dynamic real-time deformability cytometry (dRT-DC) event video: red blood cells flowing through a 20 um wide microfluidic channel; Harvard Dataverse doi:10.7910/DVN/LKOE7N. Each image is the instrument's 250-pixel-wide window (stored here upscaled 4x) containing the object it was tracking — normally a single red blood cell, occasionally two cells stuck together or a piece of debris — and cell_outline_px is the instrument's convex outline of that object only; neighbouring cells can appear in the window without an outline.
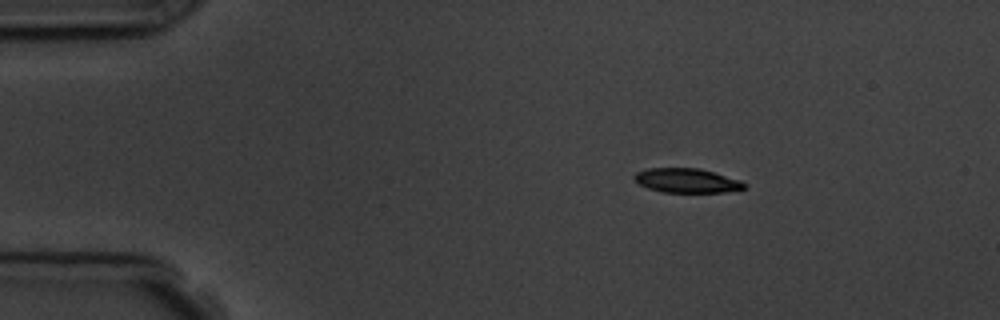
{"species": "common noctule bat (a hibernating species)", "species_latin": "Nyctalus noctula", "temperature_condition": "room temperature", "stored_images_in_passage": 4, "camera_frame_rate_fps": 3000, "um_per_image_px": 0.085, "animal": {"sex": "male", "body_mass_g": 19.5, "forearm_length_mm": 54.6}, "frame": {"image": 1, "passage_image": 2, "time_ms": 1.333, "image_size_px": [1000, 320], "cell_outline_px": [[744, 188], [724, 192], [664, 192], [648, 188], [640, 184], [632, 176], [636, 172], [648, 168], [700, 168], [740, 180], [744, 184]], "centroid_in_image_um": [58.34, 15.34], "position_along_channel_um": 26.7, "area_um2": 15.37}}